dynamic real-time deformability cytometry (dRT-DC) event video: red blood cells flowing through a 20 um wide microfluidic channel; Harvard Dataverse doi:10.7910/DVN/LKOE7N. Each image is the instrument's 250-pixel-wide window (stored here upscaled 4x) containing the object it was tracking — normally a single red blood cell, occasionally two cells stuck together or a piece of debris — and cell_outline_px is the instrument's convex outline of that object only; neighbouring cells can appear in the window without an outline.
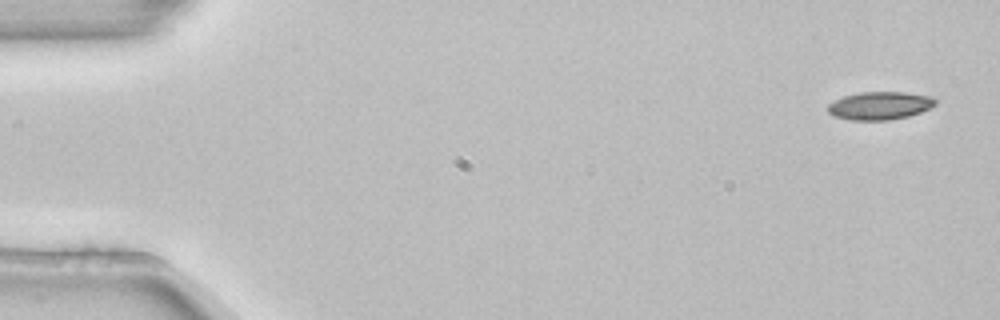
{"species": "common noctule bat (a hibernating species)", "species_latin": "Nyctalus noctula", "temperature_condition": "room temperature", "stored_images_in_passage": 4, "camera_frame_rate_fps": 3000, "um_per_image_px": 0.085, "animal": {"sex": "female", "body_mass_g": 22.7, "forearm_length_mm": 54.2}, "frame": {"image": 1, "passage_image": 1, "time_ms": 0.0, "image_size_px": [1000, 320], "cell_outline_px": [[936, 104], [932, 108], [908, 116], [888, 120], [848, 120], [832, 116], [828, 112], [828, 104], [844, 96], [860, 92], [904, 92], [932, 96], [936, 100]], "centroid_in_image_um": [74.79, 8.98], "position_along_channel_um": 10.2, "area_um2": 17.63}}
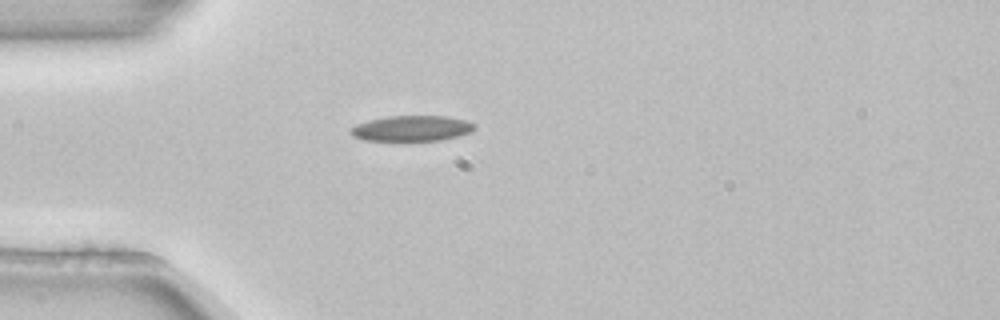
{"frame": {"image": 2, "passage_image": 4, "time_ms": 1.0, "image_size_px": [1000, 320], "cell_outline_px": [[476, 128], [472, 132], [440, 140], [364, 140], [352, 136], [348, 132], [356, 124], [368, 120], [388, 116], [444, 116], [464, 120], [476, 124]], "centroid_in_image_um": [34.98, 10.91], "position_along_channel_um": 50.0, "area_um2": 18.32}}